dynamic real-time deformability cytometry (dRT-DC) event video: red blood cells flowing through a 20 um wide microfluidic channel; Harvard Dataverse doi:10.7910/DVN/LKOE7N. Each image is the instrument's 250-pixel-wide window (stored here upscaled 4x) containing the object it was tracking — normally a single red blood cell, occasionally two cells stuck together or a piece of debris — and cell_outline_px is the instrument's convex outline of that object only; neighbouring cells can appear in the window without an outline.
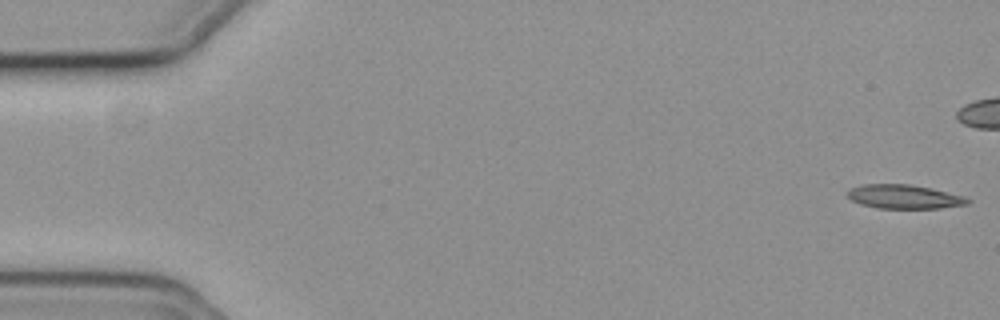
{"species": "common noctule bat (a hibernating species)", "species_latin": "Nyctalus noctula", "temperature_condition": "cold", "stored_images_in_passage": 45, "camera_frame_rate_fps": 3000, "um_per_image_px": 0.085, "animal": {"sex": "female", "body_mass_g": 19.3, "forearm_length_mm": 54.1}, "frame": {"image": 1, "passage_image": 1, "time_ms": 0.0, "image_size_px": [1000, 320], "cell_outline_px": [[972, 200], [968, 204], [940, 208], [876, 208], [860, 204], [844, 196], [848, 188], [860, 184], [908, 184], [928, 188], [964, 196]], "centroid_in_image_um": [76.77, 16.72], "position_along_channel_um": 8.2, "area_um2": 16.88}}
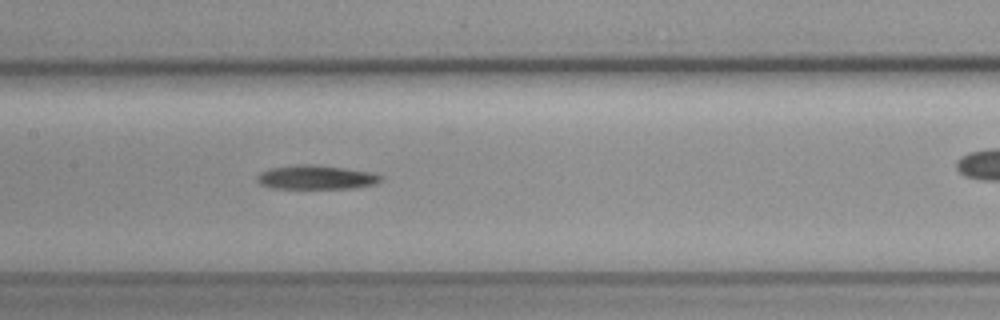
{"frame": {"image": 2, "passage_image": 27, "time_ms": 8.667, "image_size_px": [1000, 320], "cell_outline_px": [[384, 176], [376, 184], [352, 188], [272, 188], [260, 184], [256, 180], [256, 176], [260, 172], [272, 168], [304, 164], [312, 164], [344, 168], [372, 172]], "centroid_in_image_um": [26.88, 15.07], "position_along_channel_um": 180.5, "area_um2": 17.22}}
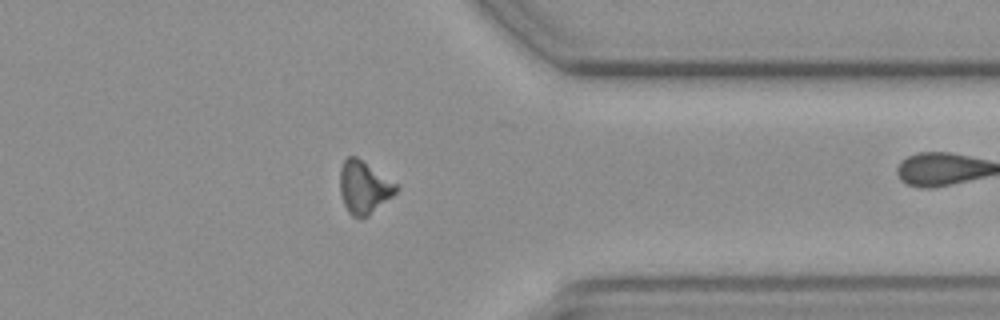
{"frame": {"image": 3, "passage_image": 44, "time_ms": 14.333, "image_size_px": [1000, 320], "cell_outline_px": [[400, 188], [392, 196], [368, 216], [352, 216], [348, 212], [344, 204], [340, 192], [340, 168], [344, 160], [348, 156], [356, 156], [400, 184]], "centroid_in_image_um": [30.96, 15.89], "position_along_channel_um": 380.4, "area_um2": 17.34}}